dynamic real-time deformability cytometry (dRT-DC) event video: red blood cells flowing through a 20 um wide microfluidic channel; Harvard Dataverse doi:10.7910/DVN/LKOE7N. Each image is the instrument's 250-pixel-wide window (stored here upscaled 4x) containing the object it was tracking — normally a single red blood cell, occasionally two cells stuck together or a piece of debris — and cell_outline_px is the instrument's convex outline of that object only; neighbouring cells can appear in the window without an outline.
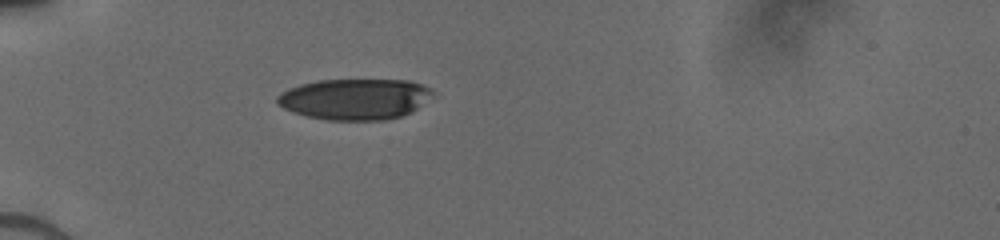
{"species": "human", "species_latin": "Homo sapiens", "temperature_condition": "cold", "stored_images_in_passage": 4, "camera_frame_rate_fps": 3000, "um_per_image_px": 0.085, "donor": {"sex": "male"}, "frame": {"image": 1, "passage_image": 1, "time_ms": 0.0, "image_size_px": [1000, 240], "cell_outline_px": [[436, 92], [416, 108], [400, 116], [380, 120], [328, 120], [308, 116], [292, 112], [284, 108], [276, 100], [276, 96], [280, 92], [288, 88], [300, 84], [320, 80], [408, 80], [432, 88]], "centroid_in_image_um": [30.13, 8.41], "position_along_channel_um": 54.9, "area_um2": 36.88}}
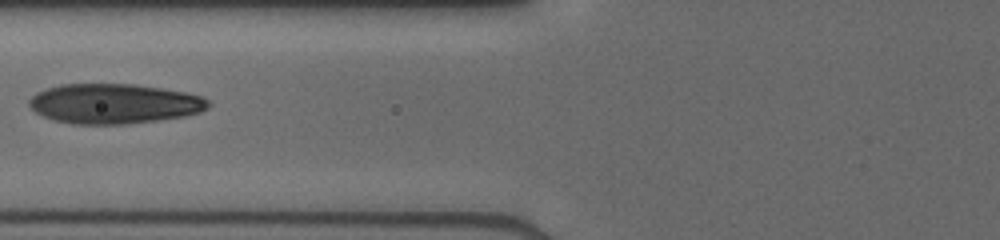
{"frame": {"image": 2, "passage_image": 3, "time_ms": 2.0, "image_size_px": [1000, 240], "cell_outline_px": [[212, 104], [208, 108], [200, 112], [184, 116], [128, 124], [72, 124], [52, 120], [36, 112], [28, 104], [28, 100], [36, 92], [60, 84], [136, 84], [188, 92], [200, 96], [208, 100]], "centroid_in_image_um": [9.71, 8.81], "position_along_channel_um": 116.1, "area_um2": 41.85}}
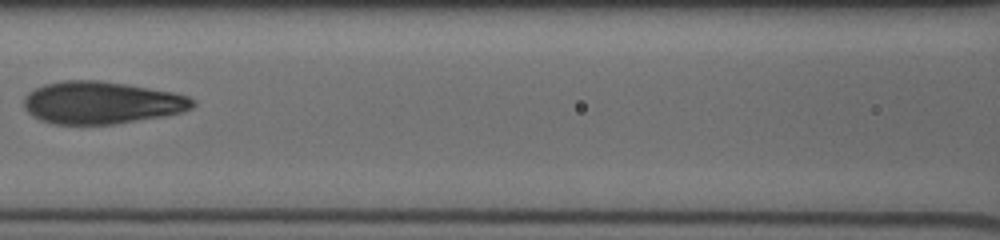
{"frame": {"image": 3, "passage_image": 4, "time_ms": 3.0, "image_size_px": [1000, 240], "cell_outline_px": [[196, 104], [192, 108], [180, 112], [160, 116], [112, 124], [56, 124], [40, 120], [32, 116], [24, 108], [24, 96], [28, 92], [44, 84], [64, 80], [100, 80], [172, 92], [188, 96], [196, 100]], "centroid_in_image_um": [8.59, 8.72], "position_along_channel_um": 158.0, "area_um2": 41.44}}